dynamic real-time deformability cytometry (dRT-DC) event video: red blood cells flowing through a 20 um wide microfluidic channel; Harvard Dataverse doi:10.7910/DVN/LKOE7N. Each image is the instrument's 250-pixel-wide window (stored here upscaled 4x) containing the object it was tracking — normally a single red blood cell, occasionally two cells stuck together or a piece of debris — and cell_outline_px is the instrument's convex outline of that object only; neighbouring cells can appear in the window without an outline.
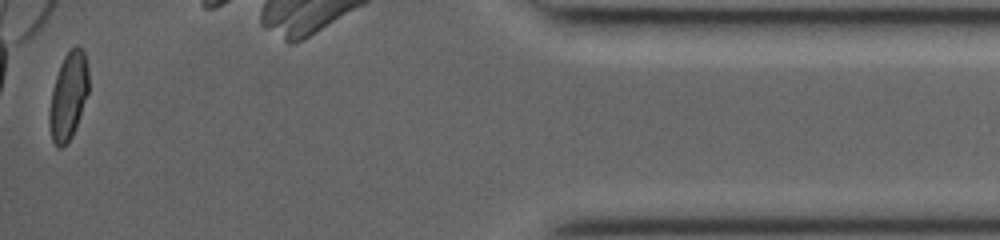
{"species": "common noctule bat (a hibernating species)", "species_latin": "Nyctalus noctula", "temperature_condition": "room temperature", "stored_images_in_passage": 28, "camera_frame_rate_fps": 3000, "um_per_image_px": 0.085, "animal": {"sex": "female", "body_mass_g": 19.0, "forearm_length_mm": 53.3}, "frame": {"image": 1, "passage_image": 28, "time_ms": 9.0, "image_size_px": [1000, 240], "cell_outline_px": [[88, 92], [80, 116], [72, 136], [68, 144], [60, 148], [56, 148], [52, 140], [48, 124], [48, 112], [52, 88], [60, 64], [64, 56], [76, 44], [84, 52], [88, 68]], "centroid_in_image_um": [5.78, 8.21], "position_along_channel_um": 429.4, "area_um2": 20.17}}